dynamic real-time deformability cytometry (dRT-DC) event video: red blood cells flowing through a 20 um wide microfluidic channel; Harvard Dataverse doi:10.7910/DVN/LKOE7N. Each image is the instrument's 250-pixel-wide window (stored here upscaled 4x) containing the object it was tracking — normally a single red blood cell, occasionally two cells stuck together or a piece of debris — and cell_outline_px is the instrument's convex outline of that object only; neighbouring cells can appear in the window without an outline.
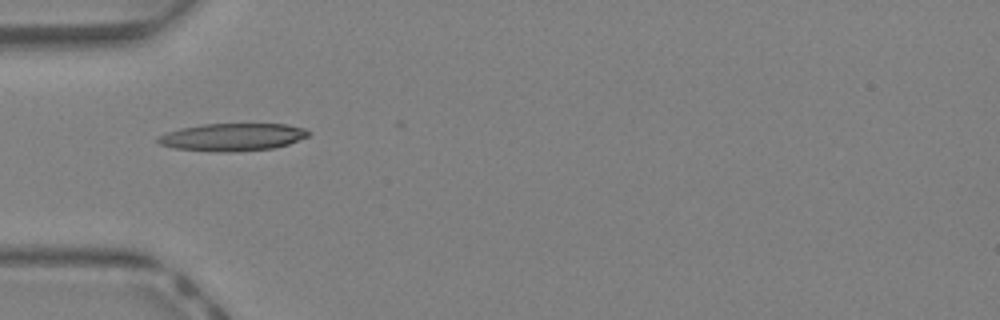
{"species": "Egyptian fruit bat (a non-hibernating species)", "species_latin": "Rousettus aegyptiacus", "temperature_condition": "warm", "stored_images_in_passage": 29, "camera_frame_rate_fps": 3000, "um_per_image_px": 0.085, "animal": {"sex": "female"}, "frame": {"image": 1, "passage_image": 1, "time_ms": 0.0, "image_size_px": [1000, 320], "cell_outline_px": [[312, 132], [308, 136], [288, 144], [272, 148], [228, 152], [224, 152], [176, 148], [160, 144], [156, 140], [160, 136], [168, 132], [180, 128], [204, 124], [288, 124], [304, 128]], "centroid_in_image_um": [19.8, 11.64], "position_along_channel_um": 65.2, "area_um2": 23.87}}
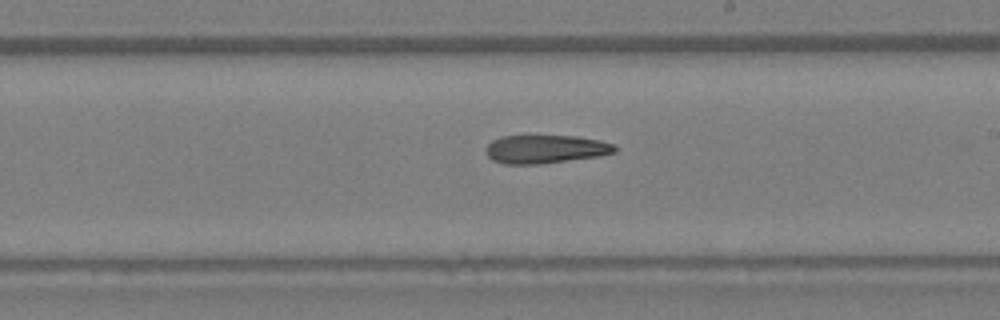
{"frame": {"image": 2, "passage_image": 12, "time_ms": 3.667, "image_size_px": [1000, 320], "cell_outline_px": [[616, 152], [600, 156], [540, 164], [504, 164], [492, 160], [484, 152], [484, 148], [492, 140], [500, 136], [576, 136], [600, 140], [612, 144], [616, 148]], "centroid_in_image_um": [46.32, 12.68], "position_along_channel_um": 242.7, "area_um2": 21.44}}
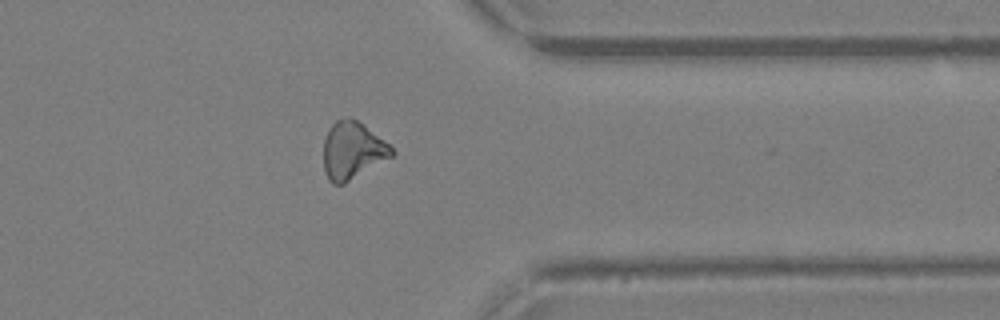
{"frame": {"image": 3, "passage_image": 21, "time_ms": 6.667, "image_size_px": [1000, 320], "cell_outline_px": [[396, 152], [392, 156], [344, 184], [332, 184], [328, 180], [324, 172], [324, 140], [328, 128], [336, 120], [348, 116], [352, 116], [388, 144]], "centroid_in_image_um": [29.92, 12.79], "position_along_channel_um": 381.5, "area_um2": 22.72}, "authors_computed_cell_mechanics": {"area_um2": 22.4264, "velocity_mm_per_s": 4.8883, "shape_relaxation_time_tau1_ms": null, "shape_relaxation_time_tau2_ms": 3.2982, "deformation_change_tau1": null, "deformation_change_tau2": 0.1571}}